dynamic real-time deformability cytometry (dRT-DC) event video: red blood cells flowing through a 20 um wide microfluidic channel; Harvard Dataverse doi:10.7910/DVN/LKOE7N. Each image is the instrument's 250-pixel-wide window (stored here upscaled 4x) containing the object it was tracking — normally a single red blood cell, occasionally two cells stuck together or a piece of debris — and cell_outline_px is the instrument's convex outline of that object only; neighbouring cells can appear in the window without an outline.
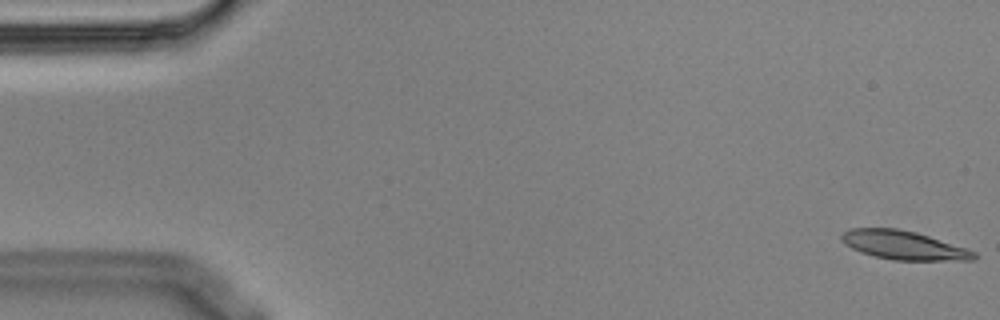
{"species": "Egyptian fruit bat (a non-hibernating species)", "species_latin": "Rousettus aegyptiacus", "temperature_condition": "cold", "stored_images_in_passage": 5, "camera_frame_rate_fps": 3000, "um_per_image_px": 0.085, "animal": {"sex": "male"}, "frame": {"image": 1, "passage_image": 1, "time_ms": 0.0, "image_size_px": [1000, 320], "cell_outline_px": [[980, 256], [976, 260], [892, 260], [872, 256], [860, 252], [844, 244], [840, 240], [840, 236], [848, 228], [896, 228], [916, 232], [976, 252]], "centroid_in_image_um": [76.77, 20.85], "position_along_channel_um": 8.2, "area_um2": 22.25}}
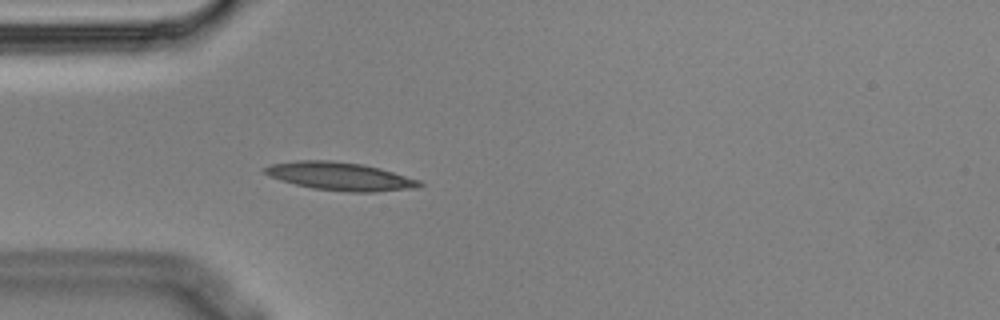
{"frame": {"image": 2, "passage_image": 5, "time_ms": 1.333, "image_size_px": [1000, 320], "cell_outline_px": [[424, 184], [420, 188], [376, 192], [348, 192], [312, 188], [280, 180], [268, 176], [260, 168], [272, 164], [300, 160], [328, 160], [364, 164], [380, 168], [420, 180]], "centroid_in_image_um": [28.93, 14.99], "position_along_channel_um": 56.1, "area_um2": 25.55}}